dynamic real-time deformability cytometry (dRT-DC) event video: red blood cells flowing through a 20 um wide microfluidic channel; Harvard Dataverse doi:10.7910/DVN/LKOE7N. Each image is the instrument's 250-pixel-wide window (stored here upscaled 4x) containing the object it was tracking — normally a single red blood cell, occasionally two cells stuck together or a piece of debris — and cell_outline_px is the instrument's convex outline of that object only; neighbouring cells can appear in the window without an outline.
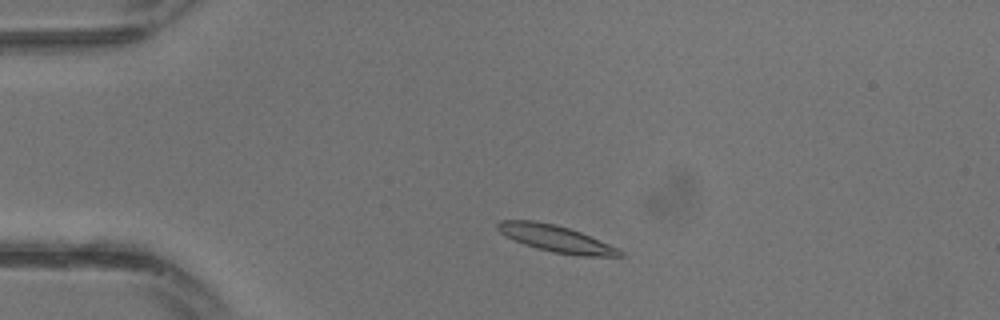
{"species": "common noctule bat (a hibernating species)", "species_latin": "Nyctalus noctula", "temperature_condition": "warm", "stored_images_in_passage": 27, "camera_frame_rate_fps": 3000, "um_per_image_px": 0.085, "animal": {"sex": "male", "body_mass_g": 13.3}, "frame": {"image": 1, "passage_image": 3, "time_ms": 0.667, "image_size_px": [1000, 320], "cell_outline_px": [[624, 256], [580, 256], [552, 252], [536, 248], [524, 244], [500, 232], [496, 228], [496, 224], [500, 220], [532, 220], [556, 224], [580, 232], [620, 248], [624, 252]], "centroid_in_image_um": [47.29, 20.29], "position_along_channel_um": 37.7, "area_um2": 19.02}}
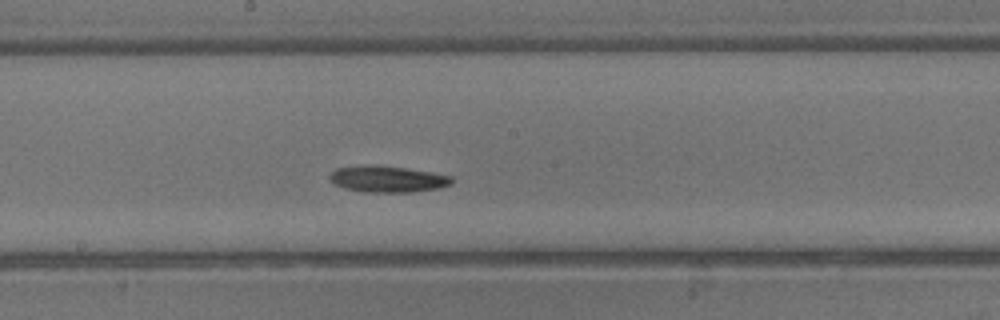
{"frame": {"image": 2, "passage_image": 13, "time_ms": 4.0, "image_size_px": [1000, 320], "cell_outline_px": [[452, 184], [440, 188], [412, 192], [360, 192], [344, 188], [336, 184], [328, 176], [336, 168], [372, 164], [404, 168], [432, 172], [452, 176]], "centroid_in_image_um": [32.96, 15.22], "position_along_channel_um": 215.2, "area_um2": 18.79}}
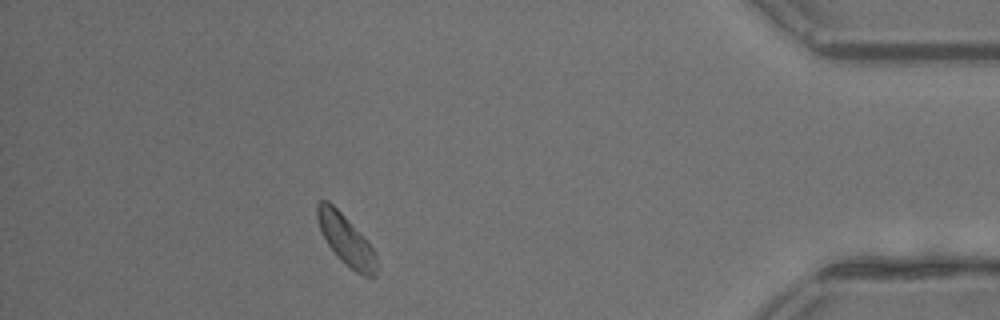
{"frame": {"image": 3, "passage_image": 24, "time_ms": 7.667, "image_size_px": [1000, 320], "cell_outline_px": [[376, 276], [364, 276], [356, 272], [328, 244], [320, 228], [316, 216], [316, 204], [320, 200], [328, 200], [364, 236], [372, 248], [376, 256]], "centroid_in_image_um": [29.41, 20.34], "position_along_channel_um": 405.8, "area_um2": 16.65}}